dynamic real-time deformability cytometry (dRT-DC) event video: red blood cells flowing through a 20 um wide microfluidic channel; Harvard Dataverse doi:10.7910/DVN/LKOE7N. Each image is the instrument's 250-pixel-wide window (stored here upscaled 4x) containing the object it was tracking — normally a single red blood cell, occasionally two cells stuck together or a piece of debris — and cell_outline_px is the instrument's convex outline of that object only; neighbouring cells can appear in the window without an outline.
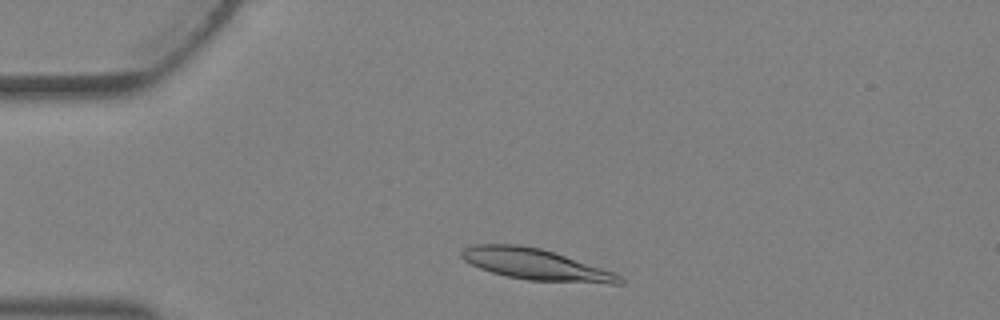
{"species": "Egyptian fruit bat (a non-hibernating species)", "species_latin": "Rousettus aegyptiacus", "temperature_condition": "warm", "stored_images_in_passage": 4, "camera_frame_rate_fps": 3000, "um_per_image_px": 0.085, "animal": {"sex": "female"}, "frame": {"image": 1, "passage_image": 4, "time_ms": 1.0, "image_size_px": [1000, 320], "cell_outline_px": [[624, 284], [608, 284], [528, 280], [508, 276], [492, 272], [480, 268], [464, 260], [460, 256], [460, 252], [464, 248], [472, 244], [520, 244], [540, 248], [616, 272], [624, 280]], "centroid_in_image_um": [45.56, 22.48], "position_along_channel_um": 39.4, "area_um2": 28.73}}